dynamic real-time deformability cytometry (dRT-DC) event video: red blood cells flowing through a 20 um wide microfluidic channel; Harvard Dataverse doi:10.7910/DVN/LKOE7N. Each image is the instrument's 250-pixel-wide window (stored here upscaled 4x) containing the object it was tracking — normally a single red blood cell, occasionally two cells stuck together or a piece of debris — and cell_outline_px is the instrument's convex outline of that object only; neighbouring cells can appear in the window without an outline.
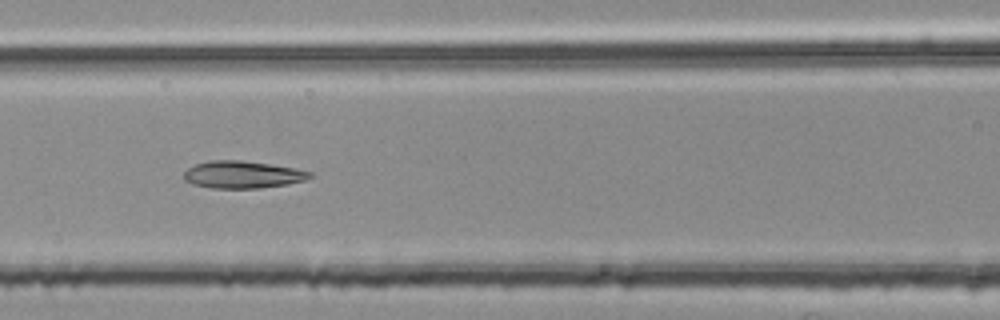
{"species": "common noctule bat (a hibernating species)", "species_latin": "Nyctalus noctula", "temperature_condition": "room temperature", "stored_images_in_passage": 53, "camera_frame_rate_fps": 3000, "um_per_image_px": 0.085, "animal": {"sex": "female", "body_mass_g": 25.1}, "frame": {"image": 1, "passage_image": 23, "time_ms": 7.333, "image_size_px": [1000, 320], "cell_outline_px": [[312, 176], [304, 180], [288, 184], [260, 188], [212, 188], [192, 184], [184, 180], [184, 172], [188, 168], [196, 164], [208, 160], [240, 160], [296, 168], [312, 172]], "centroid_in_image_um": [20.6, 14.84], "position_along_channel_um": 146.0, "area_um2": 20.0}}
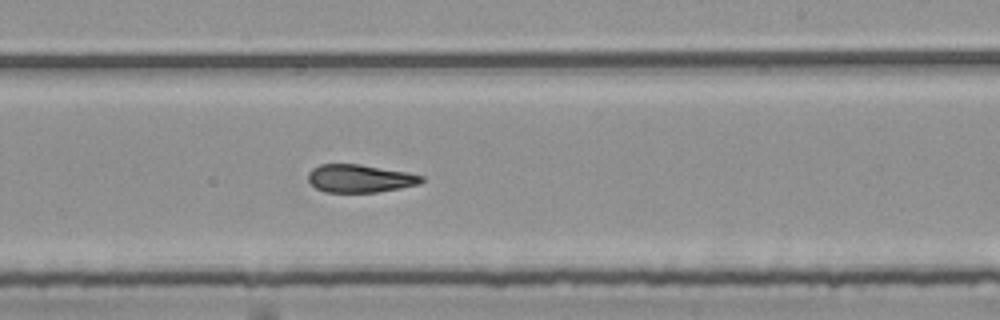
{"frame": {"image": 2, "passage_image": 32, "time_ms": 10.333, "image_size_px": [1000, 320], "cell_outline_px": [[424, 180], [420, 184], [400, 188], [376, 192], [324, 192], [316, 188], [308, 180], [308, 172], [312, 168], [320, 164], [360, 164], [408, 172], [424, 176]], "centroid_in_image_um": [30.6, 15.16], "position_along_channel_um": 258.4, "area_um2": 18.55}}
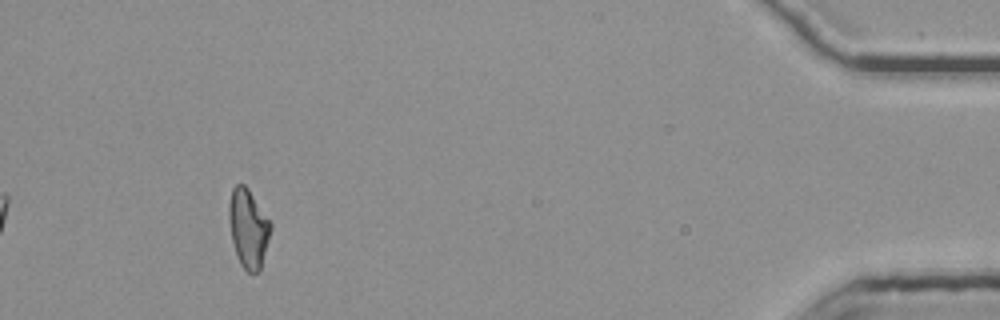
{"frame": {"image": 3, "passage_image": 50, "time_ms": 16.333, "image_size_px": [1000, 320], "cell_outline_px": [[272, 228], [260, 272], [252, 276], [240, 264], [236, 256], [232, 240], [228, 216], [228, 208], [232, 188], [236, 184], [244, 184], [248, 188], [272, 224]], "centroid_in_image_um": [21.11, 19.45], "position_along_channel_um": 414.1, "area_um2": 19.36}, "authors_computed_cell_mechanics": {"area_um2": 19.7676, "velocity_mm_per_s": 3.7636, "shape_relaxation_time_tau1_ms": null, "shape_relaxation_time_tau2_ms": 4.6843, "deformation_change_tau1": null, "deformation_change_tau2": 0.1118}}